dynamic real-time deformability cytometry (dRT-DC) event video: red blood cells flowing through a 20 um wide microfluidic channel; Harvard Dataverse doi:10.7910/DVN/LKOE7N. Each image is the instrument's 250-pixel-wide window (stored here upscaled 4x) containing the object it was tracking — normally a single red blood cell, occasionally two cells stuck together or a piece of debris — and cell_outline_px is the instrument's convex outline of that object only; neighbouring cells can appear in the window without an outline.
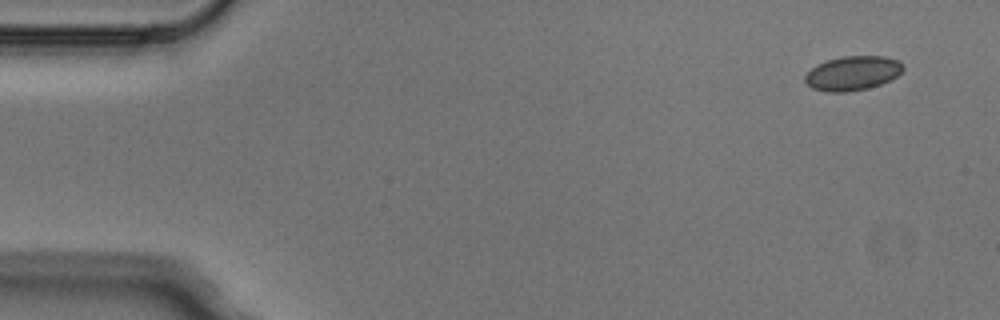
{"species": "Egyptian fruit bat (a non-hibernating species)", "species_latin": "Rousettus aegyptiacus", "temperature_condition": "cold", "stored_images_in_passage": 6, "segment_of_instrument_passage": [2, 2], "camera_frame_rate_fps": 3000, "um_per_image_px": 0.085, "animal": {"sex": "male"}, "frame": {"image": 1, "passage_image": 6, "time_ms": 1.667, "image_size_px": [1000, 320], "cell_outline_px": [[904, 68], [896, 76], [880, 84], [868, 88], [848, 92], [828, 92], [812, 88], [804, 80], [804, 76], [816, 64], [828, 60], [844, 56], [884, 56], [900, 60], [904, 64]], "centroid_in_image_um": [72.48, 6.21], "position_along_channel_um": 12.5, "area_um2": 19.59}}